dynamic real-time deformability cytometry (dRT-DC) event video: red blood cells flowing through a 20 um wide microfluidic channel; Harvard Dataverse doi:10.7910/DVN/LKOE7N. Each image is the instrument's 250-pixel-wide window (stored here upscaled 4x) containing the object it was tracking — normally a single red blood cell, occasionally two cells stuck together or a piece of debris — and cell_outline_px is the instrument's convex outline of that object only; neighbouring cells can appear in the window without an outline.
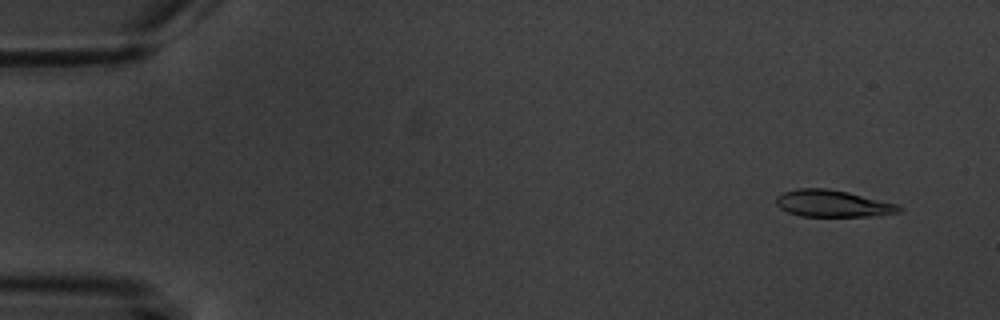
{"species": "common noctule bat (a hibernating species)", "species_latin": "Nyctalus noctula", "temperature_condition": "warm", "stored_images_in_passage": 9, "camera_frame_rate_fps": 3000, "um_per_image_px": 0.085, "animal": {"sex": "male", "body_mass_g": 20.1, "forearm_length_mm": 53.5}, "frame": {"image": 1, "passage_image": 2, "time_ms": 1.0, "image_size_px": [1000, 320], "cell_outline_px": [[904, 208], [900, 212], [872, 216], [800, 216], [788, 212], [780, 208], [776, 204], [776, 196], [784, 192], [796, 188], [828, 188], [848, 192], [896, 204]], "centroid_in_image_um": [70.75, 17.3], "position_along_channel_um": 14.2, "area_um2": 19.19}}
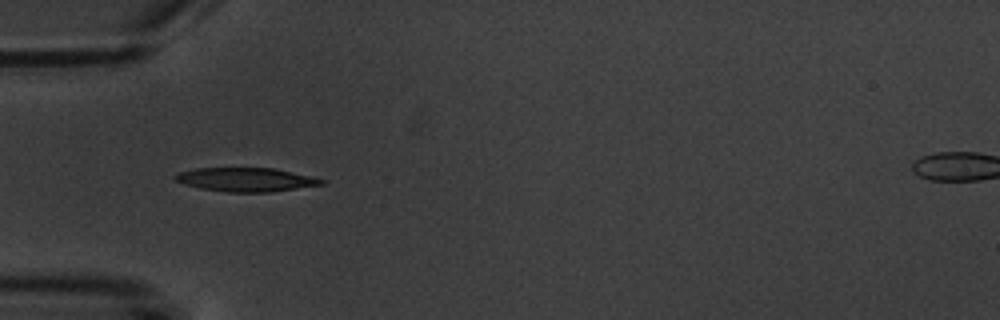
{"frame": {"image": 2, "passage_image": 6, "time_ms": 5.667, "image_size_px": [1000, 320], "cell_outline_px": [[328, 180], [324, 184], [272, 192], [228, 192], [200, 188], [184, 184], [176, 180], [172, 176], [176, 172], [196, 168], [272, 168], [312, 176]], "centroid_in_image_um": [20.9, 15.26], "position_along_channel_um": 64.1, "area_um2": 20.4}}